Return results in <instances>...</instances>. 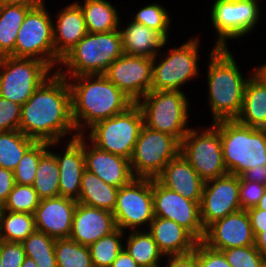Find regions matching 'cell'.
Masks as SVG:
<instances>
[{
  "instance_id": "1",
  "label": "cell",
  "mask_w": 266,
  "mask_h": 267,
  "mask_svg": "<svg viewBox=\"0 0 266 267\" xmlns=\"http://www.w3.org/2000/svg\"><path fill=\"white\" fill-rule=\"evenodd\" d=\"M19 130L36 142H63L78 136L66 77L55 71L35 90L22 105Z\"/></svg>"
},
{
  "instance_id": "2",
  "label": "cell",
  "mask_w": 266,
  "mask_h": 267,
  "mask_svg": "<svg viewBox=\"0 0 266 267\" xmlns=\"http://www.w3.org/2000/svg\"><path fill=\"white\" fill-rule=\"evenodd\" d=\"M66 79L71 90L72 119L78 135L96 122L121 114L134 104L103 74Z\"/></svg>"
},
{
  "instance_id": "3",
  "label": "cell",
  "mask_w": 266,
  "mask_h": 267,
  "mask_svg": "<svg viewBox=\"0 0 266 267\" xmlns=\"http://www.w3.org/2000/svg\"><path fill=\"white\" fill-rule=\"evenodd\" d=\"M206 63L207 101L211 113V123L236 119L242 109L247 81L255 72L243 75L230 47H211ZM249 75V76H248Z\"/></svg>"
},
{
  "instance_id": "4",
  "label": "cell",
  "mask_w": 266,
  "mask_h": 267,
  "mask_svg": "<svg viewBox=\"0 0 266 267\" xmlns=\"http://www.w3.org/2000/svg\"><path fill=\"white\" fill-rule=\"evenodd\" d=\"M220 132L224 164L229 174L266 165V129L243 125L236 119L212 123Z\"/></svg>"
},
{
  "instance_id": "5",
  "label": "cell",
  "mask_w": 266,
  "mask_h": 267,
  "mask_svg": "<svg viewBox=\"0 0 266 267\" xmlns=\"http://www.w3.org/2000/svg\"><path fill=\"white\" fill-rule=\"evenodd\" d=\"M124 54L119 29L104 33H87L65 55L57 72L64 77L104 74Z\"/></svg>"
},
{
  "instance_id": "6",
  "label": "cell",
  "mask_w": 266,
  "mask_h": 267,
  "mask_svg": "<svg viewBox=\"0 0 266 267\" xmlns=\"http://www.w3.org/2000/svg\"><path fill=\"white\" fill-rule=\"evenodd\" d=\"M200 42L199 35H195L178 47L167 48L168 52L161 50L153 58L151 90L183 91L189 81L199 79Z\"/></svg>"
},
{
  "instance_id": "7",
  "label": "cell",
  "mask_w": 266,
  "mask_h": 267,
  "mask_svg": "<svg viewBox=\"0 0 266 267\" xmlns=\"http://www.w3.org/2000/svg\"><path fill=\"white\" fill-rule=\"evenodd\" d=\"M186 96L183 91L150 90L136 103L142 111L144 125L181 142L192 127L188 122L191 101Z\"/></svg>"
},
{
  "instance_id": "8",
  "label": "cell",
  "mask_w": 266,
  "mask_h": 267,
  "mask_svg": "<svg viewBox=\"0 0 266 267\" xmlns=\"http://www.w3.org/2000/svg\"><path fill=\"white\" fill-rule=\"evenodd\" d=\"M143 125L142 111L134 103L123 113L96 122L82 135L97 148L130 160Z\"/></svg>"
},
{
  "instance_id": "9",
  "label": "cell",
  "mask_w": 266,
  "mask_h": 267,
  "mask_svg": "<svg viewBox=\"0 0 266 267\" xmlns=\"http://www.w3.org/2000/svg\"><path fill=\"white\" fill-rule=\"evenodd\" d=\"M210 23L217 37L215 47H229L228 41L246 38L258 26L261 14L259 0H212ZM234 39V40H232Z\"/></svg>"
},
{
  "instance_id": "10",
  "label": "cell",
  "mask_w": 266,
  "mask_h": 267,
  "mask_svg": "<svg viewBox=\"0 0 266 267\" xmlns=\"http://www.w3.org/2000/svg\"><path fill=\"white\" fill-rule=\"evenodd\" d=\"M48 10L43 6L28 11L18 31L15 57L38 59L55 72L61 60L55 55L53 14Z\"/></svg>"
},
{
  "instance_id": "11",
  "label": "cell",
  "mask_w": 266,
  "mask_h": 267,
  "mask_svg": "<svg viewBox=\"0 0 266 267\" xmlns=\"http://www.w3.org/2000/svg\"><path fill=\"white\" fill-rule=\"evenodd\" d=\"M54 71L34 58L0 57V97L23 105Z\"/></svg>"
},
{
  "instance_id": "12",
  "label": "cell",
  "mask_w": 266,
  "mask_h": 267,
  "mask_svg": "<svg viewBox=\"0 0 266 267\" xmlns=\"http://www.w3.org/2000/svg\"><path fill=\"white\" fill-rule=\"evenodd\" d=\"M205 128L191 127L181 141L180 153L204 180L228 174L224 164L220 132L211 123Z\"/></svg>"
},
{
  "instance_id": "13",
  "label": "cell",
  "mask_w": 266,
  "mask_h": 267,
  "mask_svg": "<svg viewBox=\"0 0 266 267\" xmlns=\"http://www.w3.org/2000/svg\"><path fill=\"white\" fill-rule=\"evenodd\" d=\"M180 150L178 139L143 125L130 158L133 176L156 178L165 165L180 154Z\"/></svg>"
},
{
  "instance_id": "14",
  "label": "cell",
  "mask_w": 266,
  "mask_h": 267,
  "mask_svg": "<svg viewBox=\"0 0 266 267\" xmlns=\"http://www.w3.org/2000/svg\"><path fill=\"white\" fill-rule=\"evenodd\" d=\"M113 215L124 232L147 230L154 219L152 178L134 177L119 188Z\"/></svg>"
},
{
  "instance_id": "15",
  "label": "cell",
  "mask_w": 266,
  "mask_h": 267,
  "mask_svg": "<svg viewBox=\"0 0 266 267\" xmlns=\"http://www.w3.org/2000/svg\"><path fill=\"white\" fill-rule=\"evenodd\" d=\"M154 217L175 221L186 229L198 242L202 241L205 229L200 219V202L184 198L181 194L152 179Z\"/></svg>"
},
{
  "instance_id": "16",
  "label": "cell",
  "mask_w": 266,
  "mask_h": 267,
  "mask_svg": "<svg viewBox=\"0 0 266 267\" xmlns=\"http://www.w3.org/2000/svg\"><path fill=\"white\" fill-rule=\"evenodd\" d=\"M240 210L239 176L228 173L204 182L200 202V219L204 229Z\"/></svg>"
},
{
  "instance_id": "17",
  "label": "cell",
  "mask_w": 266,
  "mask_h": 267,
  "mask_svg": "<svg viewBox=\"0 0 266 267\" xmlns=\"http://www.w3.org/2000/svg\"><path fill=\"white\" fill-rule=\"evenodd\" d=\"M153 58L123 54L103 74L134 103L150 90Z\"/></svg>"
},
{
  "instance_id": "18",
  "label": "cell",
  "mask_w": 266,
  "mask_h": 267,
  "mask_svg": "<svg viewBox=\"0 0 266 267\" xmlns=\"http://www.w3.org/2000/svg\"><path fill=\"white\" fill-rule=\"evenodd\" d=\"M64 142L65 144H63L62 141L50 142L49 150L55 155L59 166L60 196L77 201L80 196L82 175L86 169L85 156L83 153V135H78ZM60 146L62 150H58L59 152L53 150L58 147L60 148Z\"/></svg>"
},
{
  "instance_id": "19",
  "label": "cell",
  "mask_w": 266,
  "mask_h": 267,
  "mask_svg": "<svg viewBox=\"0 0 266 267\" xmlns=\"http://www.w3.org/2000/svg\"><path fill=\"white\" fill-rule=\"evenodd\" d=\"M202 242L218 251L255 245V236L247 210L229 214L210 224L205 229Z\"/></svg>"
},
{
  "instance_id": "20",
  "label": "cell",
  "mask_w": 266,
  "mask_h": 267,
  "mask_svg": "<svg viewBox=\"0 0 266 267\" xmlns=\"http://www.w3.org/2000/svg\"><path fill=\"white\" fill-rule=\"evenodd\" d=\"M77 201L67 197L42 199L34 212L36 230L54 239L69 238Z\"/></svg>"
},
{
  "instance_id": "21",
  "label": "cell",
  "mask_w": 266,
  "mask_h": 267,
  "mask_svg": "<svg viewBox=\"0 0 266 267\" xmlns=\"http://www.w3.org/2000/svg\"><path fill=\"white\" fill-rule=\"evenodd\" d=\"M85 168L105 183L120 188L133 178L130 160L97 148L83 135Z\"/></svg>"
},
{
  "instance_id": "22",
  "label": "cell",
  "mask_w": 266,
  "mask_h": 267,
  "mask_svg": "<svg viewBox=\"0 0 266 267\" xmlns=\"http://www.w3.org/2000/svg\"><path fill=\"white\" fill-rule=\"evenodd\" d=\"M116 229L112 212L77 202L69 238L89 246Z\"/></svg>"
},
{
  "instance_id": "23",
  "label": "cell",
  "mask_w": 266,
  "mask_h": 267,
  "mask_svg": "<svg viewBox=\"0 0 266 267\" xmlns=\"http://www.w3.org/2000/svg\"><path fill=\"white\" fill-rule=\"evenodd\" d=\"M55 15L52 16L54 49L55 55L61 60L88 31L83 11L76 1L61 7Z\"/></svg>"
},
{
  "instance_id": "24",
  "label": "cell",
  "mask_w": 266,
  "mask_h": 267,
  "mask_svg": "<svg viewBox=\"0 0 266 267\" xmlns=\"http://www.w3.org/2000/svg\"><path fill=\"white\" fill-rule=\"evenodd\" d=\"M156 179L168 189L176 191L184 198L201 201L204 180L180 153L170 160Z\"/></svg>"
},
{
  "instance_id": "25",
  "label": "cell",
  "mask_w": 266,
  "mask_h": 267,
  "mask_svg": "<svg viewBox=\"0 0 266 267\" xmlns=\"http://www.w3.org/2000/svg\"><path fill=\"white\" fill-rule=\"evenodd\" d=\"M147 230L164 256L190 253L198 242L175 221L162 217H154Z\"/></svg>"
},
{
  "instance_id": "26",
  "label": "cell",
  "mask_w": 266,
  "mask_h": 267,
  "mask_svg": "<svg viewBox=\"0 0 266 267\" xmlns=\"http://www.w3.org/2000/svg\"><path fill=\"white\" fill-rule=\"evenodd\" d=\"M122 24L120 20L119 31L124 54L155 58L169 43L160 32L140 23L130 20L125 26Z\"/></svg>"
},
{
  "instance_id": "27",
  "label": "cell",
  "mask_w": 266,
  "mask_h": 267,
  "mask_svg": "<svg viewBox=\"0 0 266 267\" xmlns=\"http://www.w3.org/2000/svg\"><path fill=\"white\" fill-rule=\"evenodd\" d=\"M236 120L246 126L266 129V81L256 72L246 83L242 109Z\"/></svg>"
},
{
  "instance_id": "28",
  "label": "cell",
  "mask_w": 266,
  "mask_h": 267,
  "mask_svg": "<svg viewBox=\"0 0 266 267\" xmlns=\"http://www.w3.org/2000/svg\"><path fill=\"white\" fill-rule=\"evenodd\" d=\"M75 1L83 11L86 28L89 33H104L119 29L122 18L117 5H113L107 0Z\"/></svg>"
},
{
  "instance_id": "29",
  "label": "cell",
  "mask_w": 266,
  "mask_h": 267,
  "mask_svg": "<svg viewBox=\"0 0 266 267\" xmlns=\"http://www.w3.org/2000/svg\"><path fill=\"white\" fill-rule=\"evenodd\" d=\"M118 190L119 188L105 183L93 172L85 169L81 179L80 196L77 202L113 212L116 206Z\"/></svg>"
},
{
  "instance_id": "30",
  "label": "cell",
  "mask_w": 266,
  "mask_h": 267,
  "mask_svg": "<svg viewBox=\"0 0 266 267\" xmlns=\"http://www.w3.org/2000/svg\"><path fill=\"white\" fill-rule=\"evenodd\" d=\"M124 240V249L140 267H159L163 264L165 256L148 230L125 232Z\"/></svg>"
},
{
  "instance_id": "31",
  "label": "cell",
  "mask_w": 266,
  "mask_h": 267,
  "mask_svg": "<svg viewBox=\"0 0 266 267\" xmlns=\"http://www.w3.org/2000/svg\"><path fill=\"white\" fill-rule=\"evenodd\" d=\"M30 9L22 5H0V57H15L18 31Z\"/></svg>"
},
{
  "instance_id": "32",
  "label": "cell",
  "mask_w": 266,
  "mask_h": 267,
  "mask_svg": "<svg viewBox=\"0 0 266 267\" xmlns=\"http://www.w3.org/2000/svg\"><path fill=\"white\" fill-rule=\"evenodd\" d=\"M59 166L55 155L48 150L37 166L33 188L37 191L40 200L60 196Z\"/></svg>"
},
{
  "instance_id": "33",
  "label": "cell",
  "mask_w": 266,
  "mask_h": 267,
  "mask_svg": "<svg viewBox=\"0 0 266 267\" xmlns=\"http://www.w3.org/2000/svg\"><path fill=\"white\" fill-rule=\"evenodd\" d=\"M20 130L0 132V167L14 171L24 153L35 143Z\"/></svg>"
},
{
  "instance_id": "34",
  "label": "cell",
  "mask_w": 266,
  "mask_h": 267,
  "mask_svg": "<svg viewBox=\"0 0 266 267\" xmlns=\"http://www.w3.org/2000/svg\"><path fill=\"white\" fill-rule=\"evenodd\" d=\"M36 230L34 215L25 212H0V240L21 243Z\"/></svg>"
},
{
  "instance_id": "35",
  "label": "cell",
  "mask_w": 266,
  "mask_h": 267,
  "mask_svg": "<svg viewBox=\"0 0 266 267\" xmlns=\"http://www.w3.org/2000/svg\"><path fill=\"white\" fill-rule=\"evenodd\" d=\"M55 240L44 232L35 230L21 243L25 255L33 259L38 267H57Z\"/></svg>"
},
{
  "instance_id": "36",
  "label": "cell",
  "mask_w": 266,
  "mask_h": 267,
  "mask_svg": "<svg viewBox=\"0 0 266 267\" xmlns=\"http://www.w3.org/2000/svg\"><path fill=\"white\" fill-rule=\"evenodd\" d=\"M125 232L117 228L89 245L93 267H110L124 249Z\"/></svg>"
},
{
  "instance_id": "37",
  "label": "cell",
  "mask_w": 266,
  "mask_h": 267,
  "mask_svg": "<svg viewBox=\"0 0 266 267\" xmlns=\"http://www.w3.org/2000/svg\"><path fill=\"white\" fill-rule=\"evenodd\" d=\"M57 267H93L89 247L70 238L55 240Z\"/></svg>"
},
{
  "instance_id": "38",
  "label": "cell",
  "mask_w": 266,
  "mask_h": 267,
  "mask_svg": "<svg viewBox=\"0 0 266 267\" xmlns=\"http://www.w3.org/2000/svg\"><path fill=\"white\" fill-rule=\"evenodd\" d=\"M169 12L163 5L153 2L136 9L134 18L131 20L160 32L168 40L171 33L169 30L172 29L171 13Z\"/></svg>"
},
{
  "instance_id": "39",
  "label": "cell",
  "mask_w": 266,
  "mask_h": 267,
  "mask_svg": "<svg viewBox=\"0 0 266 267\" xmlns=\"http://www.w3.org/2000/svg\"><path fill=\"white\" fill-rule=\"evenodd\" d=\"M49 150V143L35 142L23 155L14 172L15 183L33 185L40 158Z\"/></svg>"
},
{
  "instance_id": "40",
  "label": "cell",
  "mask_w": 266,
  "mask_h": 267,
  "mask_svg": "<svg viewBox=\"0 0 266 267\" xmlns=\"http://www.w3.org/2000/svg\"><path fill=\"white\" fill-rule=\"evenodd\" d=\"M40 199L32 185H20L15 183L3 204V210L12 212H25L34 214Z\"/></svg>"
},
{
  "instance_id": "41",
  "label": "cell",
  "mask_w": 266,
  "mask_h": 267,
  "mask_svg": "<svg viewBox=\"0 0 266 267\" xmlns=\"http://www.w3.org/2000/svg\"><path fill=\"white\" fill-rule=\"evenodd\" d=\"M232 267H264L266 257L255 247H234L221 251Z\"/></svg>"
},
{
  "instance_id": "42",
  "label": "cell",
  "mask_w": 266,
  "mask_h": 267,
  "mask_svg": "<svg viewBox=\"0 0 266 267\" xmlns=\"http://www.w3.org/2000/svg\"><path fill=\"white\" fill-rule=\"evenodd\" d=\"M266 190V185L242 180L239 176V200L242 210L256 207Z\"/></svg>"
},
{
  "instance_id": "43",
  "label": "cell",
  "mask_w": 266,
  "mask_h": 267,
  "mask_svg": "<svg viewBox=\"0 0 266 267\" xmlns=\"http://www.w3.org/2000/svg\"><path fill=\"white\" fill-rule=\"evenodd\" d=\"M22 105L0 97V132L19 130Z\"/></svg>"
},
{
  "instance_id": "44",
  "label": "cell",
  "mask_w": 266,
  "mask_h": 267,
  "mask_svg": "<svg viewBox=\"0 0 266 267\" xmlns=\"http://www.w3.org/2000/svg\"><path fill=\"white\" fill-rule=\"evenodd\" d=\"M198 267H232L221 251L212 249L202 241L197 242Z\"/></svg>"
},
{
  "instance_id": "45",
  "label": "cell",
  "mask_w": 266,
  "mask_h": 267,
  "mask_svg": "<svg viewBox=\"0 0 266 267\" xmlns=\"http://www.w3.org/2000/svg\"><path fill=\"white\" fill-rule=\"evenodd\" d=\"M26 255L22 243L1 240L2 267H21Z\"/></svg>"
},
{
  "instance_id": "46",
  "label": "cell",
  "mask_w": 266,
  "mask_h": 267,
  "mask_svg": "<svg viewBox=\"0 0 266 267\" xmlns=\"http://www.w3.org/2000/svg\"><path fill=\"white\" fill-rule=\"evenodd\" d=\"M161 267H198L197 244L194 251L183 255L165 256Z\"/></svg>"
},
{
  "instance_id": "47",
  "label": "cell",
  "mask_w": 266,
  "mask_h": 267,
  "mask_svg": "<svg viewBox=\"0 0 266 267\" xmlns=\"http://www.w3.org/2000/svg\"><path fill=\"white\" fill-rule=\"evenodd\" d=\"M15 185L14 172L0 167V201L4 204Z\"/></svg>"
},
{
  "instance_id": "48",
  "label": "cell",
  "mask_w": 266,
  "mask_h": 267,
  "mask_svg": "<svg viewBox=\"0 0 266 267\" xmlns=\"http://www.w3.org/2000/svg\"><path fill=\"white\" fill-rule=\"evenodd\" d=\"M247 212L250 217L253 234L256 237L266 230V210L253 207L248 209Z\"/></svg>"
},
{
  "instance_id": "49",
  "label": "cell",
  "mask_w": 266,
  "mask_h": 267,
  "mask_svg": "<svg viewBox=\"0 0 266 267\" xmlns=\"http://www.w3.org/2000/svg\"><path fill=\"white\" fill-rule=\"evenodd\" d=\"M242 180L258 182L266 185V165L262 168H252L240 175Z\"/></svg>"
},
{
  "instance_id": "50",
  "label": "cell",
  "mask_w": 266,
  "mask_h": 267,
  "mask_svg": "<svg viewBox=\"0 0 266 267\" xmlns=\"http://www.w3.org/2000/svg\"><path fill=\"white\" fill-rule=\"evenodd\" d=\"M110 267H140L136 261L123 249Z\"/></svg>"
},
{
  "instance_id": "51",
  "label": "cell",
  "mask_w": 266,
  "mask_h": 267,
  "mask_svg": "<svg viewBox=\"0 0 266 267\" xmlns=\"http://www.w3.org/2000/svg\"><path fill=\"white\" fill-rule=\"evenodd\" d=\"M45 0H0V5H22L30 8L47 6Z\"/></svg>"
},
{
  "instance_id": "52",
  "label": "cell",
  "mask_w": 266,
  "mask_h": 267,
  "mask_svg": "<svg viewBox=\"0 0 266 267\" xmlns=\"http://www.w3.org/2000/svg\"><path fill=\"white\" fill-rule=\"evenodd\" d=\"M255 247L266 257V230L255 237Z\"/></svg>"
},
{
  "instance_id": "53",
  "label": "cell",
  "mask_w": 266,
  "mask_h": 267,
  "mask_svg": "<svg viewBox=\"0 0 266 267\" xmlns=\"http://www.w3.org/2000/svg\"><path fill=\"white\" fill-rule=\"evenodd\" d=\"M255 72L266 81V61L255 67Z\"/></svg>"
},
{
  "instance_id": "54",
  "label": "cell",
  "mask_w": 266,
  "mask_h": 267,
  "mask_svg": "<svg viewBox=\"0 0 266 267\" xmlns=\"http://www.w3.org/2000/svg\"><path fill=\"white\" fill-rule=\"evenodd\" d=\"M21 267H38V265L34 262L33 259L26 256Z\"/></svg>"
},
{
  "instance_id": "55",
  "label": "cell",
  "mask_w": 266,
  "mask_h": 267,
  "mask_svg": "<svg viewBox=\"0 0 266 267\" xmlns=\"http://www.w3.org/2000/svg\"><path fill=\"white\" fill-rule=\"evenodd\" d=\"M255 208H259L261 210H266V190H265L262 198L260 199V201L257 203Z\"/></svg>"
},
{
  "instance_id": "56",
  "label": "cell",
  "mask_w": 266,
  "mask_h": 267,
  "mask_svg": "<svg viewBox=\"0 0 266 267\" xmlns=\"http://www.w3.org/2000/svg\"><path fill=\"white\" fill-rule=\"evenodd\" d=\"M0 267H2L1 265V240H0Z\"/></svg>"
},
{
  "instance_id": "57",
  "label": "cell",
  "mask_w": 266,
  "mask_h": 267,
  "mask_svg": "<svg viewBox=\"0 0 266 267\" xmlns=\"http://www.w3.org/2000/svg\"><path fill=\"white\" fill-rule=\"evenodd\" d=\"M3 210V203L0 201V212Z\"/></svg>"
}]
</instances>
